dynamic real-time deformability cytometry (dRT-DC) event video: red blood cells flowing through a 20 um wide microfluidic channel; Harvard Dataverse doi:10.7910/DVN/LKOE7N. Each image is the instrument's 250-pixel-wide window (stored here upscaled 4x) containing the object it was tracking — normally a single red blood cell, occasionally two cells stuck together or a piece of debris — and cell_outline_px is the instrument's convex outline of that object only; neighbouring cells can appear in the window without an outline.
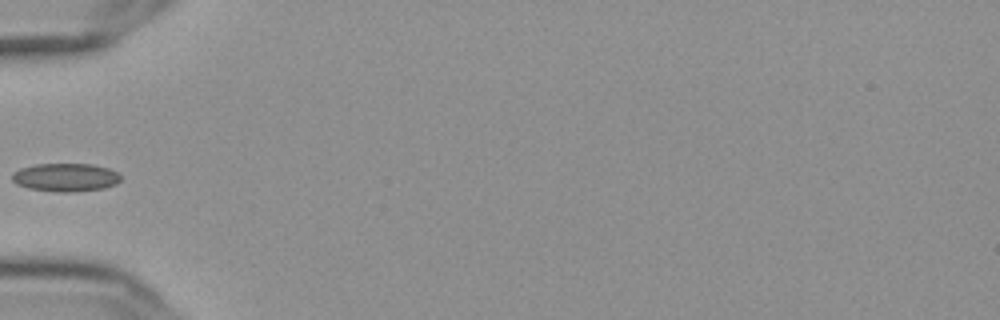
{"species": "Egyptian fruit bat (a non-hibernating species)", "species_latin": "Rousettus aegyptiacus", "temperature_condition": "cold", "stored_images_in_passage": 35, "camera_frame_rate_fps": 3000, "um_per_image_px": 0.085, "frame": {"image": 1, "passage_image": 1, "time_ms": 0.0, "image_size_px": [1000, 320], "cell_outline_px": [[120, 180], [116, 184], [104, 188], [72, 192], [56, 192], [28, 188], [16, 184], [12, 180], [12, 172], [20, 168], [36, 164], [92, 164], [108, 168], [120, 172]], "centroid_in_image_um": [5.57, 15.07], "position_along_channel_um": 79.4, "area_um2": 18.03}}